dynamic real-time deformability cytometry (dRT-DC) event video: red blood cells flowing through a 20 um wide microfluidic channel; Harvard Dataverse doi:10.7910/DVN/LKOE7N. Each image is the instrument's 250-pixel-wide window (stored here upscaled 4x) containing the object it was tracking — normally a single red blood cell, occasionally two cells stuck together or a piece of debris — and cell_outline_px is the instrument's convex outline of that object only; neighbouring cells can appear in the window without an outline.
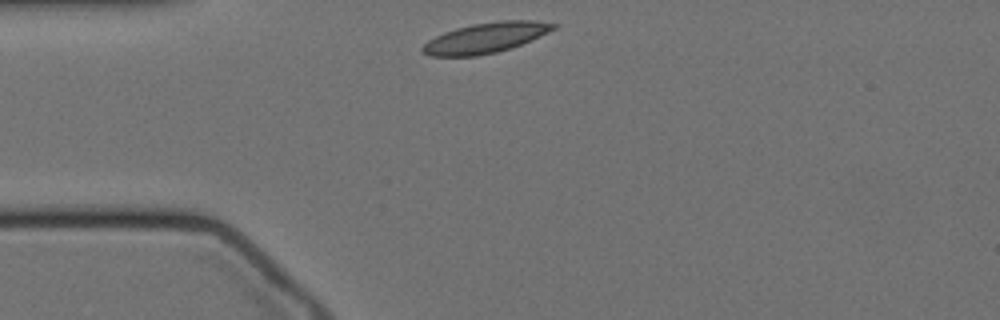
{"species": "Egyptian fruit bat (a non-hibernating species)", "species_latin": "Rousettus aegyptiacus", "temperature_condition": "cold", "stored_images_in_passage": 46, "camera_frame_rate_fps": 3000, "um_per_image_px": 0.085, "animal": {"sex": "female"}, "frame": {"image": 1, "passage_image": 1, "time_ms": 0.0, "image_size_px": [1000, 320], "cell_outline_px": [[560, 24], [556, 28], [548, 32], [520, 44], [496, 52], [476, 56], [428, 56], [420, 52], [420, 48], [428, 40], [444, 32], [456, 28], [472, 24], [500, 20], [536, 20]], "centroid_in_image_um": [41.25, 3.2], "position_along_channel_um": 43.8, "area_um2": 23.06}}
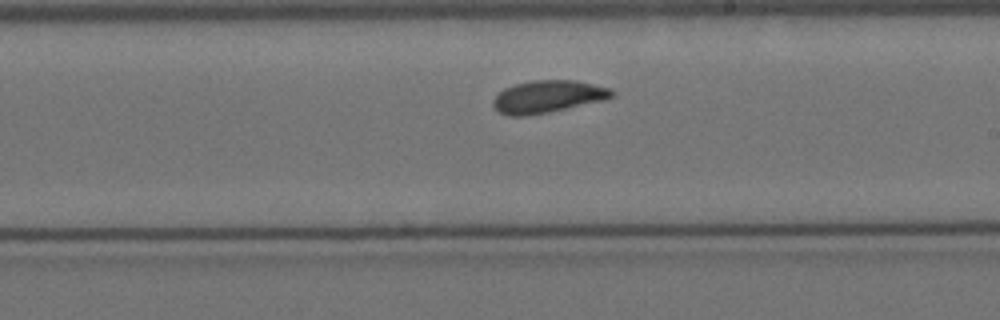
{"frame": {"image": 2, "passage_image": 20, "time_ms": 6.333, "image_size_px": [1000, 320], "cell_outline_px": [[616, 96], [608, 100], [528, 116], [508, 116], [500, 112], [492, 104], [492, 100], [504, 88], [516, 84], [532, 80], [576, 80], [612, 88]], "centroid_in_image_um": [46.63, 8.21], "position_along_channel_um": 242.4, "area_um2": 22.66}}
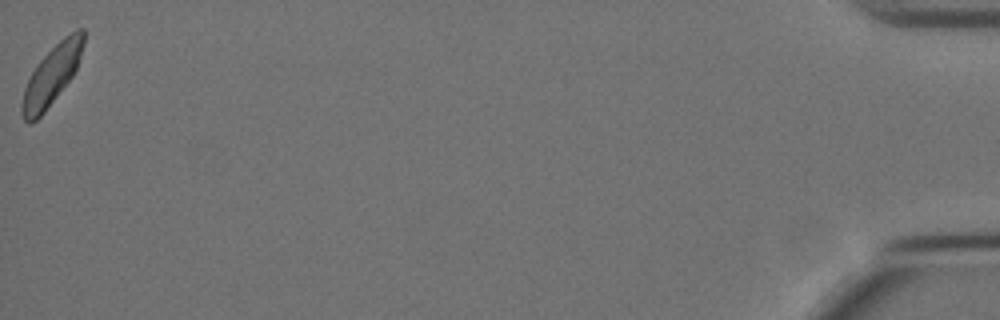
{"frame": {"image": 3, "passage_image": 46, "time_ms": 15.0, "image_size_px": [1000, 320], "cell_outline_px": [[84, 44], [76, 68], [72, 76], [44, 112], [36, 120], [28, 124], [24, 120], [20, 112], [20, 104], [24, 88], [32, 72], [40, 60], [64, 36], [76, 28], [84, 28]], "centroid_in_image_um": [4.37, 6.4], "position_along_channel_um": 430.8, "area_um2": 21.04}, "authors_computed_cell_mechanics": {"area_um2": 21.5883, "velocity_mm_per_s": 3.3853, "shape_relaxation_time_tau1_ms": 3.8427, "shape_relaxation_time_tau2_ms": 3.6901, "deformation_change_tau1": 0.0977, "deformation_change_tau2": 0.0668}}